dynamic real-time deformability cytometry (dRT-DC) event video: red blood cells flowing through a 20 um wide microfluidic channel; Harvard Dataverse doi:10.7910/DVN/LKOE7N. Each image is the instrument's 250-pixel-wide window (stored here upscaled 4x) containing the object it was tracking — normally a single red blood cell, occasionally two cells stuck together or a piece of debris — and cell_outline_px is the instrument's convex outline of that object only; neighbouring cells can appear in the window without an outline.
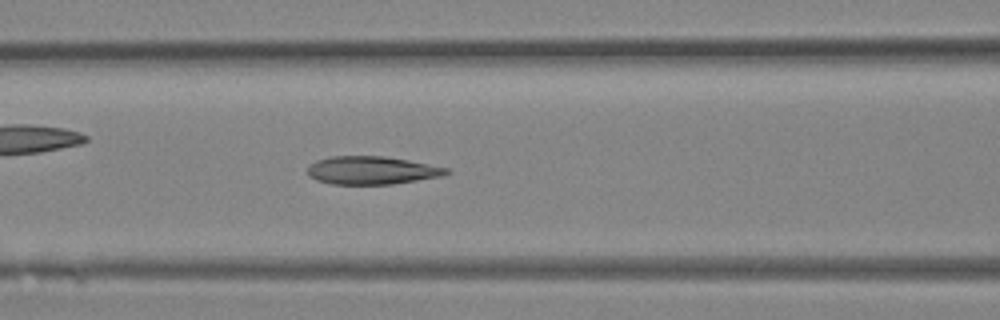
{"species": "Egyptian fruit bat (a non-hibernating species)", "species_latin": "Rousettus aegyptiacus", "temperature_condition": "room temperature", "stored_images_in_passage": 29, "camera_frame_rate_fps": 3000, "um_per_image_px": 0.085, "animal": {"sex": "female"}, "frame": {"image": 1, "passage_image": 9, "time_ms": 2.667, "image_size_px": [1000, 320], "cell_outline_px": [[452, 172], [444, 176], [392, 184], [332, 184], [316, 180], [308, 176], [308, 164], [316, 160], [332, 156], [384, 156], [408, 160], [448, 168]], "centroid_in_image_um": [31.6, 14.48], "position_along_channel_um": 135.0, "area_um2": 22.83}}
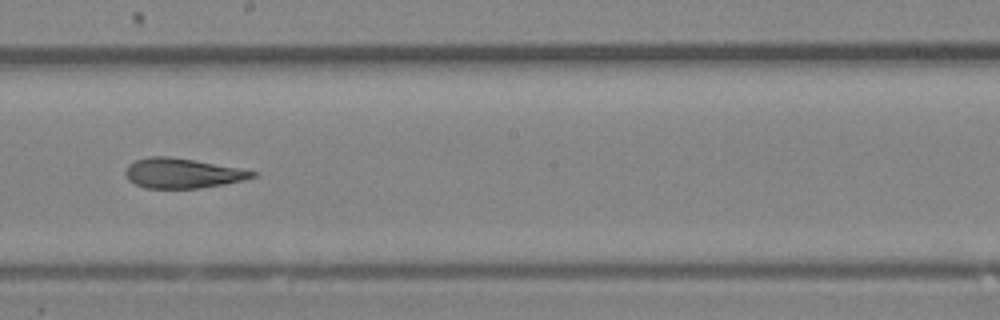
{"frame": {"image": 2, "passage_image": 14, "time_ms": 4.333, "image_size_px": [1000, 320], "cell_outline_px": [[256, 176], [244, 180], [224, 184], [200, 188], [144, 188], [128, 180], [124, 172], [128, 164], [136, 160], [148, 156], [168, 156], [240, 168], [256, 172]], "centroid_in_image_um": [15.47, 14.72], "position_along_channel_um": 232.7, "area_um2": 22.02}}
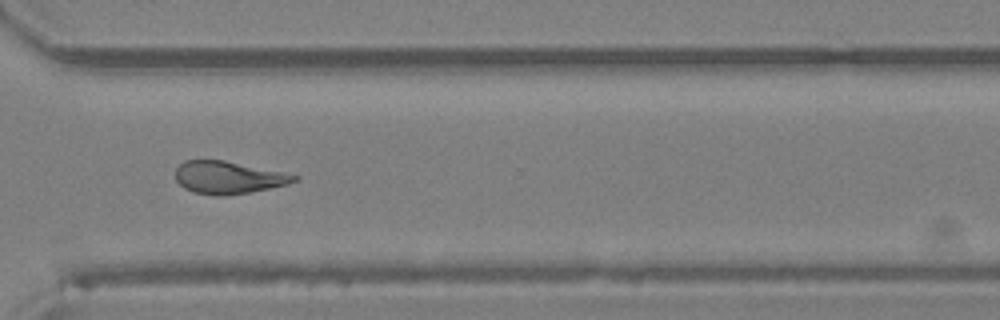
{"frame": {"image": 3, "passage_image": 20, "time_ms": 6.333, "image_size_px": [1000, 320], "cell_outline_px": [[300, 180], [288, 184], [248, 192], [224, 196], [216, 196], [192, 192], [184, 188], [176, 180], [176, 168], [184, 160], [224, 160], [300, 176]], "centroid_in_image_um": [19.39, 15.09], "position_along_channel_um": 351.2, "area_um2": 22.37}}